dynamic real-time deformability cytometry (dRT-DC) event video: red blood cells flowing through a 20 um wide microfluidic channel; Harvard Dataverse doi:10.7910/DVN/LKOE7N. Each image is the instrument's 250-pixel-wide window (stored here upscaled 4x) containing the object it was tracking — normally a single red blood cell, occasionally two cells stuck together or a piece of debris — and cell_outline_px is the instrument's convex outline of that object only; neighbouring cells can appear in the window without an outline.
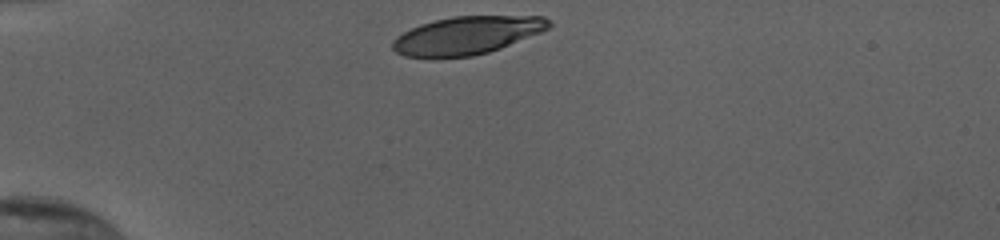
{"species": "human", "species_latin": "Homo sapiens", "temperature_condition": "cold", "stored_images_in_passage": 31, "camera_frame_rate_fps": 3000, "um_per_image_px": 0.085, "donor": {"sex": "female"}, "frame": {"image": 1, "passage_image": 1, "time_ms": 0.0, "image_size_px": [1000, 240], "cell_outline_px": [[552, 24], [548, 28], [540, 32], [500, 48], [488, 52], [472, 56], [436, 60], [404, 56], [396, 52], [392, 48], [392, 40], [396, 36], [420, 24], [452, 16], [544, 16]], "centroid_in_image_um": [39.61, 3.04], "position_along_channel_um": 45.4, "area_um2": 34.97}}
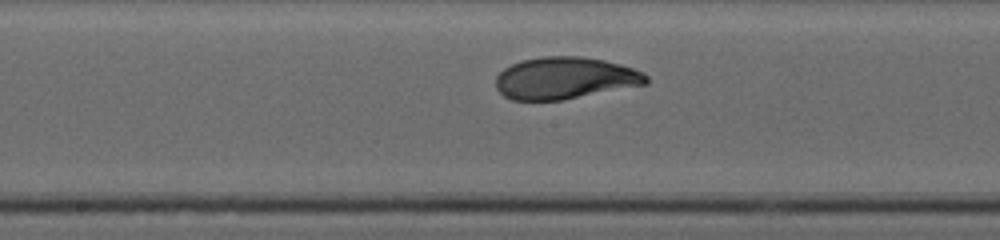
{"frame": {"image": 2, "passage_image": 16, "time_ms": 5.0, "image_size_px": [1000, 240], "cell_outline_px": [[648, 84], [564, 100], [512, 100], [504, 96], [496, 88], [496, 76], [504, 68], [520, 60], [544, 56], [580, 56], [604, 60], [620, 64], [644, 72], [648, 76]], "centroid_in_image_um": [48.03, 6.64], "position_along_channel_um": 200.2, "area_um2": 37.05}}
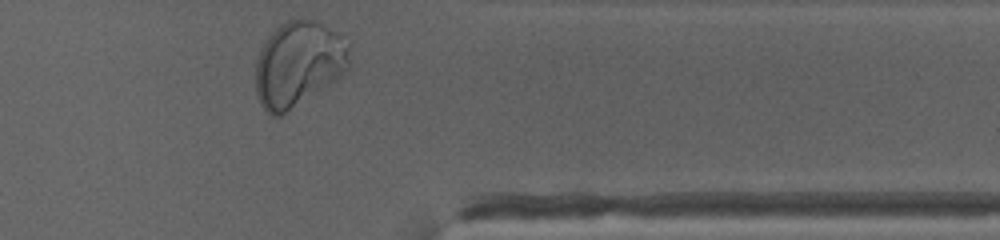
{"frame": {"image": 3, "passage_image": 31, "time_ms": 10.0, "image_size_px": [1000, 240], "cell_outline_px": [[348, 68], [336, 80], [280, 116], [272, 116], [260, 104], [256, 92], [256, 60], [268, 36], [280, 24], [288, 20], [316, 20], [336, 32], [348, 44]], "centroid_in_image_um": [25.34, 5.44], "position_along_channel_um": 386.1, "area_um2": 46.01}, "authors_computed_cell_mechanics": {"area_um2": 36.7608, "velocity_mm_per_s": 3.8295, "shape_relaxation_time_tau1_ms": 3.4902, "shape_relaxation_time_tau2_ms": null, "deformation_change_tau1": 0.1924, "deformation_change_tau2": null}}